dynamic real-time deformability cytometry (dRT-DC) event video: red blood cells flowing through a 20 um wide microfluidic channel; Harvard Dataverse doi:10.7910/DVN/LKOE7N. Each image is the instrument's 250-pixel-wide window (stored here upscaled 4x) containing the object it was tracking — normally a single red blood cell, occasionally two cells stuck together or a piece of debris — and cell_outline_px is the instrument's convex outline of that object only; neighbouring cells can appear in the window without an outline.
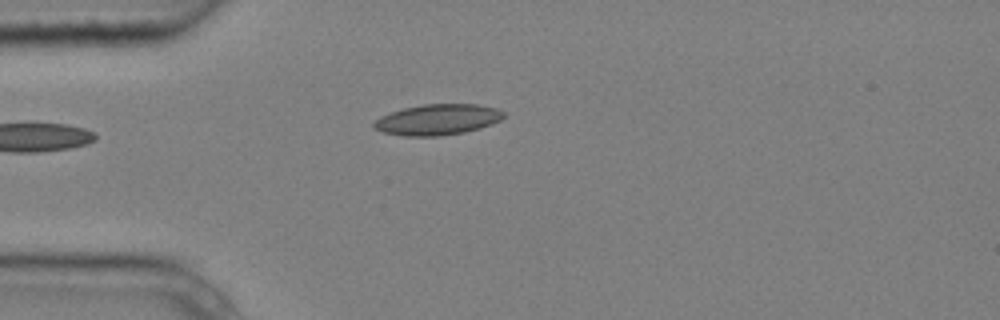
{"species": "common noctule bat (a hibernating species)", "species_latin": "Nyctalus noctula", "temperature_condition": "cold", "stored_images_in_passage": 3, "camera_frame_rate_fps": 3000, "um_per_image_px": 0.085, "animal": {"sex": "male", "body_mass_g": 20.4}, "frame": {"image": 1, "passage_image": 2, "time_ms": 0.333, "image_size_px": [1000, 320], "cell_outline_px": [[504, 116], [500, 120], [492, 124], [480, 128], [464, 132], [440, 136], [404, 136], [384, 132], [376, 128], [372, 124], [380, 116], [404, 108], [424, 104], [476, 104], [496, 108], [504, 112]], "centroid_in_image_um": [37.21, 10.16], "position_along_channel_um": 47.8, "area_um2": 23.12}}